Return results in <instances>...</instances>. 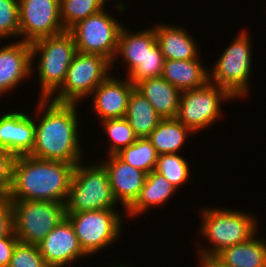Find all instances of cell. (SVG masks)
<instances>
[{
  "instance_id": "obj_23",
  "label": "cell",
  "mask_w": 266,
  "mask_h": 267,
  "mask_svg": "<svg viewBox=\"0 0 266 267\" xmlns=\"http://www.w3.org/2000/svg\"><path fill=\"white\" fill-rule=\"evenodd\" d=\"M256 235L224 248L215 257L228 267H266V241L256 239Z\"/></svg>"
},
{
  "instance_id": "obj_11",
  "label": "cell",
  "mask_w": 266,
  "mask_h": 267,
  "mask_svg": "<svg viewBox=\"0 0 266 267\" xmlns=\"http://www.w3.org/2000/svg\"><path fill=\"white\" fill-rule=\"evenodd\" d=\"M228 99L236 98L209 81L203 87L181 92L176 118L192 132L202 131L221 116V102Z\"/></svg>"
},
{
  "instance_id": "obj_38",
  "label": "cell",
  "mask_w": 266,
  "mask_h": 267,
  "mask_svg": "<svg viewBox=\"0 0 266 267\" xmlns=\"http://www.w3.org/2000/svg\"><path fill=\"white\" fill-rule=\"evenodd\" d=\"M103 5H105L106 0H99Z\"/></svg>"
},
{
  "instance_id": "obj_37",
  "label": "cell",
  "mask_w": 266,
  "mask_h": 267,
  "mask_svg": "<svg viewBox=\"0 0 266 267\" xmlns=\"http://www.w3.org/2000/svg\"><path fill=\"white\" fill-rule=\"evenodd\" d=\"M114 266H115V267H129V265H125V266H124L123 264H121V265H116V264H115ZM114 266H112V267H114ZM130 267H131V266H130Z\"/></svg>"
},
{
  "instance_id": "obj_15",
  "label": "cell",
  "mask_w": 266,
  "mask_h": 267,
  "mask_svg": "<svg viewBox=\"0 0 266 267\" xmlns=\"http://www.w3.org/2000/svg\"><path fill=\"white\" fill-rule=\"evenodd\" d=\"M117 202H121L126 211L137 199L144 185L147 173L122 161L117 155H109L102 162Z\"/></svg>"
},
{
  "instance_id": "obj_7",
  "label": "cell",
  "mask_w": 266,
  "mask_h": 267,
  "mask_svg": "<svg viewBox=\"0 0 266 267\" xmlns=\"http://www.w3.org/2000/svg\"><path fill=\"white\" fill-rule=\"evenodd\" d=\"M250 40L248 32L243 29L224 50L209 73V81L224 88L234 98H245L249 94L248 84L253 61Z\"/></svg>"
},
{
  "instance_id": "obj_17",
  "label": "cell",
  "mask_w": 266,
  "mask_h": 267,
  "mask_svg": "<svg viewBox=\"0 0 266 267\" xmlns=\"http://www.w3.org/2000/svg\"><path fill=\"white\" fill-rule=\"evenodd\" d=\"M35 141V123L30 115L11 112L0 117V149L11 152L15 157L29 155Z\"/></svg>"
},
{
  "instance_id": "obj_4",
  "label": "cell",
  "mask_w": 266,
  "mask_h": 267,
  "mask_svg": "<svg viewBox=\"0 0 266 267\" xmlns=\"http://www.w3.org/2000/svg\"><path fill=\"white\" fill-rule=\"evenodd\" d=\"M32 72L37 52V73L40 82L41 99H49L62 86L69 66L77 53L74 38L66 30L60 34L44 37L31 43Z\"/></svg>"
},
{
  "instance_id": "obj_28",
  "label": "cell",
  "mask_w": 266,
  "mask_h": 267,
  "mask_svg": "<svg viewBox=\"0 0 266 267\" xmlns=\"http://www.w3.org/2000/svg\"><path fill=\"white\" fill-rule=\"evenodd\" d=\"M99 0H60V19L65 30L103 10Z\"/></svg>"
},
{
  "instance_id": "obj_16",
  "label": "cell",
  "mask_w": 266,
  "mask_h": 267,
  "mask_svg": "<svg viewBox=\"0 0 266 267\" xmlns=\"http://www.w3.org/2000/svg\"><path fill=\"white\" fill-rule=\"evenodd\" d=\"M5 45L0 49V96L33 74L31 44L20 39Z\"/></svg>"
},
{
  "instance_id": "obj_9",
  "label": "cell",
  "mask_w": 266,
  "mask_h": 267,
  "mask_svg": "<svg viewBox=\"0 0 266 267\" xmlns=\"http://www.w3.org/2000/svg\"><path fill=\"white\" fill-rule=\"evenodd\" d=\"M121 216V212L116 209L66 213L79 244L88 257L116 243L122 232Z\"/></svg>"
},
{
  "instance_id": "obj_12",
  "label": "cell",
  "mask_w": 266,
  "mask_h": 267,
  "mask_svg": "<svg viewBox=\"0 0 266 267\" xmlns=\"http://www.w3.org/2000/svg\"><path fill=\"white\" fill-rule=\"evenodd\" d=\"M19 20V38L30 44L66 31L60 19V0H19Z\"/></svg>"
},
{
  "instance_id": "obj_34",
  "label": "cell",
  "mask_w": 266,
  "mask_h": 267,
  "mask_svg": "<svg viewBox=\"0 0 266 267\" xmlns=\"http://www.w3.org/2000/svg\"><path fill=\"white\" fill-rule=\"evenodd\" d=\"M13 231V212L8 196L0 197V238Z\"/></svg>"
},
{
  "instance_id": "obj_3",
  "label": "cell",
  "mask_w": 266,
  "mask_h": 267,
  "mask_svg": "<svg viewBox=\"0 0 266 267\" xmlns=\"http://www.w3.org/2000/svg\"><path fill=\"white\" fill-rule=\"evenodd\" d=\"M207 208V209H206ZM204 207L201 212V235L212 248H198L200 256H216L224 248L248 241L258 233L255 217L245 211ZM257 226V227H256ZM210 250V251H209Z\"/></svg>"
},
{
  "instance_id": "obj_10",
  "label": "cell",
  "mask_w": 266,
  "mask_h": 267,
  "mask_svg": "<svg viewBox=\"0 0 266 267\" xmlns=\"http://www.w3.org/2000/svg\"><path fill=\"white\" fill-rule=\"evenodd\" d=\"M122 27L106 13L104 7L100 12L77 22L68 31L74 38L77 52L102 55L113 65Z\"/></svg>"
},
{
  "instance_id": "obj_33",
  "label": "cell",
  "mask_w": 266,
  "mask_h": 267,
  "mask_svg": "<svg viewBox=\"0 0 266 267\" xmlns=\"http://www.w3.org/2000/svg\"><path fill=\"white\" fill-rule=\"evenodd\" d=\"M15 156L0 149V197L8 196L12 182V168Z\"/></svg>"
},
{
  "instance_id": "obj_27",
  "label": "cell",
  "mask_w": 266,
  "mask_h": 267,
  "mask_svg": "<svg viewBox=\"0 0 266 267\" xmlns=\"http://www.w3.org/2000/svg\"><path fill=\"white\" fill-rule=\"evenodd\" d=\"M185 158L178 153L158 155L154 171L163 175L177 190L190 177V168Z\"/></svg>"
},
{
  "instance_id": "obj_36",
  "label": "cell",
  "mask_w": 266,
  "mask_h": 267,
  "mask_svg": "<svg viewBox=\"0 0 266 267\" xmlns=\"http://www.w3.org/2000/svg\"><path fill=\"white\" fill-rule=\"evenodd\" d=\"M201 266L200 267H228L224 265L215 256H200Z\"/></svg>"
},
{
  "instance_id": "obj_2",
  "label": "cell",
  "mask_w": 266,
  "mask_h": 267,
  "mask_svg": "<svg viewBox=\"0 0 266 267\" xmlns=\"http://www.w3.org/2000/svg\"><path fill=\"white\" fill-rule=\"evenodd\" d=\"M74 164L44 160L31 155L16 156L8 197L11 201H51L66 204Z\"/></svg>"
},
{
  "instance_id": "obj_5",
  "label": "cell",
  "mask_w": 266,
  "mask_h": 267,
  "mask_svg": "<svg viewBox=\"0 0 266 267\" xmlns=\"http://www.w3.org/2000/svg\"><path fill=\"white\" fill-rule=\"evenodd\" d=\"M75 165L71 178L66 213L116 209V201L108 173L101 163ZM115 205V206H114Z\"/></svg>"
},
{
  "instance_id": "obj_1",
  "label": "cell",
  "mask_w": 266,
  "mask_h": 267,
  "mask_svg": "<svg viewBox=\"0 0 266 267\" xmlns=\"http://www.w3.org/2000/svg\"><path fill=\"white\" fill-rule=\"evenodd\" d=\"M38 102L36 113L39 112L40 120L34 121L35 141L29 155L74 165L81 162L83 149L79 142L77 104L41 98Z\"/></svg>"
},
{
  "instance_id": "obj_22",
  "label": "cell",
  "mask_w": 266,
  "mask_h": 267,
  "mask_svg": "<svg viewBox=\"0 0 266 267\" xmlns=\"http://www.w3.org/2000/svg\"><path fill=\"white\" fill-rule=\"evenodd\" d=\"M176 190L163 175L153 170L147 174L139 196L125 211L126 215L138 217V215L150 210V206L164 204Z\"/></svg>"
},
{
  "instance_id": "obj_18",
  "label": "cell",
  "mask_w": 266,
  "mask_h": 267,
  "mask_svg": "<svg viewBox=\"0 0 266 267\" xmlns=\"http://www.w3.org/2000/svg\"><path fill=\"white\" fill-rule=\"evenodd\" d=\"M164 25L154 27L157 43L165 60H190L199 58L198 45L183 27Z\"/></svg>"
},
{
  "instance_id": "obj_21",
  "label": "cell",
  "mask_w": 266,
  "mask_h": 267,
  "mask_svg": "<svg viewBox=\"0 0 266 267\" xmlns=\"http://www.w3.org/2000/svg\"><path fill=\"white\" fill-rule=\"evenodd\" d=\"M157 43L154 28H147L140 30L137 33L127 31L123 26L118 39L116 57L120 56L123 59L124 65L127 66L129 75L146 56L150 50ZM126 63V64H125Z\"/></svg>"
},
{
  "instance_id": "obj_14",
  "label": "cell",
  "mask_w": 266,
  "mask_h": 267,
  "mask_svg": "<svg viewBox=\"0 0 266 267\" xmlns=\"http://www.w3.org/2000/svg\"><path fill=\"white\" fill-rule=\"evenodd\" d=\"M135 86L127 79H116L111 74L99 84L90 96L94 113L99 120L126 116L129 97Z\"/></svg>"
},
{
  "instance_id": "obj_19",
  "label": "cell",
  "mask_w": 266,
  "mask_h": 267,
  "mask_svg": "<svg viewBox=\"0 0 266 267\" xmlns=\"http://www.w3.org/2000/svg\"><path fill=\"white\" fill-rule=\"evenodd\" d=\"M135 89L152 104L162 119L176 118L181 91L162 76L144 80Z\"/></svg>"
},
{
  "instance_id": "obj_20",
  "label": "cell",
  "mask_w": 266,
  "mask_h": 267,
  "mask_svg": "<svg viewBox=\"0 0 266 267\" xmlns=\"http://www.w3.org/2000/svg\"><path fill=\"white\" fill-rule=\"evenodd\" d=\"M162 77L182 92L203 87L209 82V71L198 58L165 60Z\"/></svg>"
},
{
  "instance_id": "obj_26",
  "label": "cell",
  "mask_w": 266,
  "mask_h": 267,
  "mask_svg": "<svg viewBox=\"0 0 266 267\" xmlns=\"http://www.w3.org/2000/svg\"><path fill=\"white\" fill-rule=\"evenodd\" d=\"M116 155L125 163L147 174L154 170L158 159V153L148 138H138Z\"/></svg>"
},
{
  "instance_id": "obj_24",
  "label": "cell",
  "mask_w": 266,
  "mask_h": 267,
  "mask_svg": "<svg viewBox=\"0 0 266 267\" xmlns=\"http://www.w3.org/2000/svg\"><path fill=\"white\" fill-rule=\"evenodd\" d=\"M125 118L138 138H147L162 120L152 104L136 89L129 97Z\"/></svg>"
},
{
  "instance_id": "obj_35",
  "label": "cell",
  "mask_w": 266,
  "mask_h": 267,
  "mask_svg": "<svg viewBox=\"0 0 266 267\" xmlns=\"http://www.w3.org/2000/svg\"><path fill=\"white\" fill-rule=\"evenodd\" d=\"M18 242L13 231L8 236L0 238V267L9 266L13 250Z\"/></svg>"
},
{
  "instance_id": "obj_32",
  "label": "cell",
  "mask_w": 266,
  "mask_h": 267,
  "mask_svg": "<svg viewBox=\"0 0 266 267\" xmlns=\"http://www.w3.org/2000/svg\"><path fill=\"white\" fill-rule=\"evenodd\" d=\"M8 267H49L36 244L18 242Z\"/></svg>"
},
{
  "instance_id": "obj_29",
  "label": "cell",
  "mask_w": 266,
  "mask_h": 267,
  "mask_svg": "<svg viewBox=\"0 0 266 267\" xmlns=\"http://www.w3.org/2000/svg\"><path fill=\"white\" fill-rule=\"evenodd\" d=\"M100 124L104 127L103 129L111 142L110 147L107 150L108 156L116 155L122 149L130 146L138 139L125 117L107 119Z\"/></svg>"
},
{
  "instance_id": "obj_25",
  "label": "cell",
  "mask_w": 266,
  "mask_h": 267,
  "mask_svg": "<svg viewBox=\"0 0 266 267\" xmlns=\"http://www.w3.org/2000/svg\"><path fill=\"white\" fill-rule=\"evenodd\" d=\"M193 133L177 118L162 119L157 127L147 137L158 155L177 153L183 149L187 135Z\"/></svg>"
},
{
  "instance_id": "obj_13",
  "label": "cell",
  "mask_w": 266,
  "mask_h": 267,
  "mask_svg": "<svg viewBox=\"0 0 266 267\" xmlns=\"http://www.w3.org/2000/svg\"><path fill=\"white\" fill-rule=\"evenodd\" d=\"M38 247L49 267H65L74 260L87 256L67 217L38 244Z\"/></svg>"
},
{
  "instance_id": "obj_31",
  "label": "cell",
  "mask_w": 266,
  "mask_h": 267,
  "mask_svg": "<svg viewBox=\"0 0 266 267\" xmlns=\"http://www.w3.org/2000/svg\"><path fill=\"white\" fill-rule=\"evenodd\" d=\"M20 36L19 0H0V39Z\"/></svg>"
},
{
  "instance_id": "obj_8",
  "label": "cell",
  "mask_w": 266,
  "mask_h": 267,
  "mask_svg": "<svg viewBox=\"0 0 266 267\" xmlns=\"http://www.w3.org/2000/svg\"><path fill=\"white\" fill-rule=\"evenodd\" d=\"M112 62L98 54L77 52L69 66L62 86L49 99L59 103H76L88 98L109 75ZM54 97V98H53Z\"/></svg>"
},
{
  "instance_id": "obj_30",
  "label": "cell",
  "mask_w": 266,
  "mask_h": 267,
  "mask_svg": "<svg viewBox=\"0 0 266 267\" xmlns=\"http://www.w3.org/2000/svg\"><path fill=\"white\" fill-rule=\"evenodd\" d=\"M164 62L165 59L162 55L161 48L159 44L156 43L150 50H148L142 62H139L138 66L126 78L136 86L144 80L161 77Z\"/></svg>"
},
{
  "instance_id": "obj_6",
  "label": "cell",
  "mask_w": 266,
  "mask_h": 267,
  "mask_svg": "<svg viewBox=\"0 0 266 267\" xmlns=\"http://www.w3.org/2000/svg\"><path fill=\"white\" fill-rule=\"evenodd\" d=\"M13 232L20 243L38 245L63 219L66 204L62 202L11 201Z\"/></svg>"
}]
</instances>
